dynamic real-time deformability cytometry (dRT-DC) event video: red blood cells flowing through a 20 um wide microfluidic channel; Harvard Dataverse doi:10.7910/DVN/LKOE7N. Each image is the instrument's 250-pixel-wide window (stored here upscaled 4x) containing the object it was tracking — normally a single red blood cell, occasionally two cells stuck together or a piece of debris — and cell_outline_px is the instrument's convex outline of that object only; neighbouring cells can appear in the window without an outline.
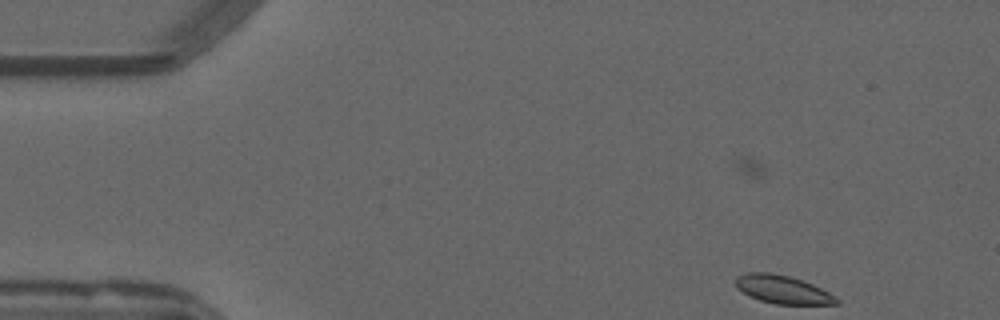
{"species": "common noctule bat (a hibernating species)", "species_latin": "Nyctalus noctula", "temperature_condition": "warm", "stored_images_in_passage": 50, "camera_frame_rate_fps": 3000, "um_per_image_px": 0.085, "animal": {"sex": "male", "forearm_length_mm": 52.5}, "frame": {"image": 1, "passage_image": 1, "time_ms": 0.0, "image_size_px": [1000, 320], "cell_outline_px": [[840, 304], [776, 304], [760, 300], [736, 288], [736, 276], [748, 272], [772, 272], [788, 276], [812, 284], [836, 296], [840, 300]], "centroid_in_image_um": [66.54, 24.6], "position_along_channel_um": 18.5, "area_um2": 16.42}}
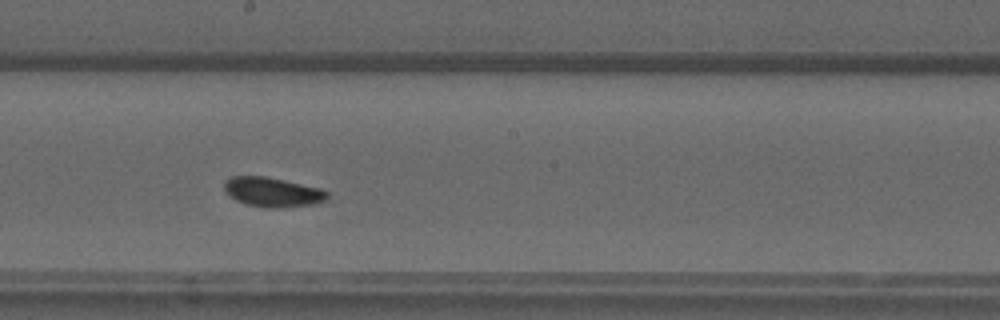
{"frame": {"image": 2, "passage_image": 25, "time_ms": 8.0, "image_size_px": [1000, 320], "cell_outline_px": [[328, 200], [312, 204], [280, 208], [264, 208], [244, 204], [236, 200], [224, 188], [224, 180], [232, 176], [264, 176], [284, 180], [320, 188], [328, 192]], "centroid_in_image_um": [23.17, 16.33], "position_along_channel_um": 225.0, "area_um2": 17.74}}
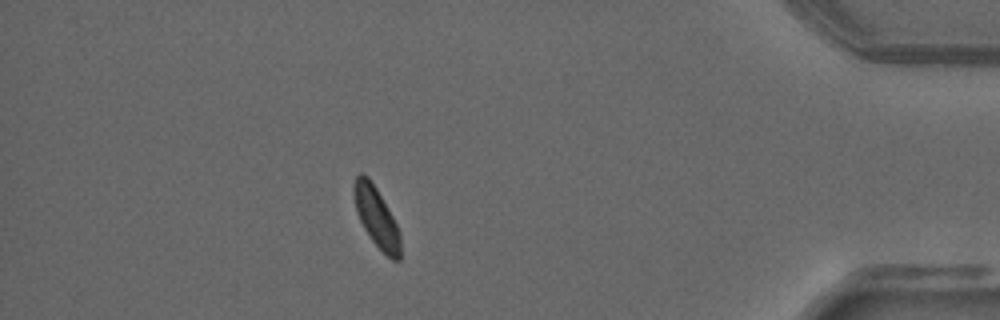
{"frame": {"image": 3, "passage_image": 43, "time_ms": 14.0, "image_size_px": [1000, 320], "cell_outline_px": [[400, 260], [392, 260], [372, 240], [364, 228], [356, 212], [352, 192], [352, 184], [356, 176], [360, 172], [368, 176], [376, 188], [392, 216], [400, 232]], "centroid_in_image_um": [31.96, 18.41], "position_along_channel_um": 403.2, "area_um2": 16.13}, "authors_computed_cell_mechanics": {"area_um2": 17.2822, "velocity_mm_per_s": 3.7769, "shape_relaxation_time_tau1_ms": 2.4164, "shape_relaxation_time_tau2_ms": 1.1967, "deformation_change_tau1": 0.0798, "deformation_change_tau2": 0.0575}}